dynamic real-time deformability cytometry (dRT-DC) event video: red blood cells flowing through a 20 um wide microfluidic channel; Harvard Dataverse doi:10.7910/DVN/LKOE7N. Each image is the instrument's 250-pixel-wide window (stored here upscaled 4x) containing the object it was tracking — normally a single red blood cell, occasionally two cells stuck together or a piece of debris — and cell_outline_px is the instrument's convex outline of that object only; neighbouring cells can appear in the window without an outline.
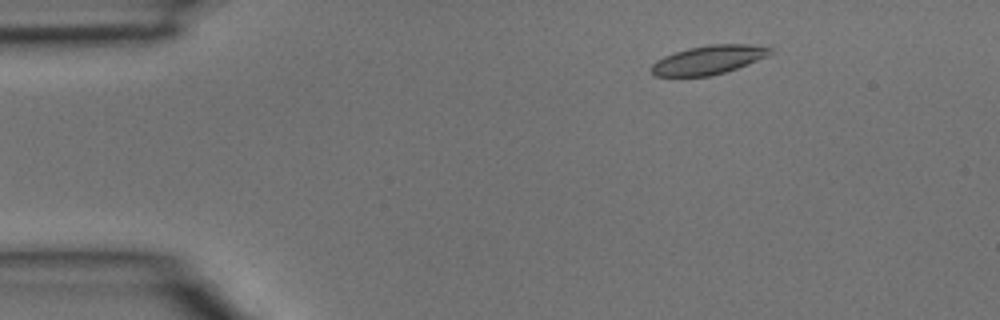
{"species": "common noctule bat (a hibernating species)", "species_latin": "Nyctalus noctula", "temperature_condition": "room temperature", "stored_images_in_passage": 4, "camera_frame_rate_fps": 3000, "um_per_image_px": 0.085, "animal": {"sex": "male", "body_mass_g": 15.6}, "frame": {"image": 1, "passage_image": 2, "time_ms": 0.333, "image_size_px": [1000, 320], "cell_outline_px": [[772, 52], [768, 56], [736, 68], [712, 76], [656, 76], [652, 72], [652, 64], [656, 60], [664, 56], [688, 48], [712, 44], [748, 44], [772, 48]], "centroid_in_image_um": [60.22, 5.08], "position_along_channel_um": 24.8, "area_um2": 19.71}}
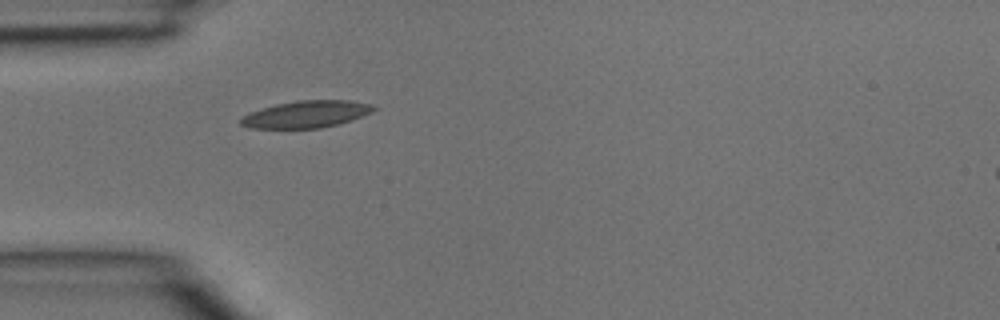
{"frame": {"image": 2, "passage_image": 4, "time_ms": 1.0, "image_size_px": [1000, 320], "cell_outline_px": [[380, 108], [372, 112], [336, 124], [320, 128], [252, 128], [240, 124], [240, 120], [244, 116], [252, 112], [276, 104], [296, 100], [348, 100], [372, 104]], "centroid_in_image_um": [26.07, 9.7], "position_along_channel_um": 58.9, "area_um2": 20.58}}